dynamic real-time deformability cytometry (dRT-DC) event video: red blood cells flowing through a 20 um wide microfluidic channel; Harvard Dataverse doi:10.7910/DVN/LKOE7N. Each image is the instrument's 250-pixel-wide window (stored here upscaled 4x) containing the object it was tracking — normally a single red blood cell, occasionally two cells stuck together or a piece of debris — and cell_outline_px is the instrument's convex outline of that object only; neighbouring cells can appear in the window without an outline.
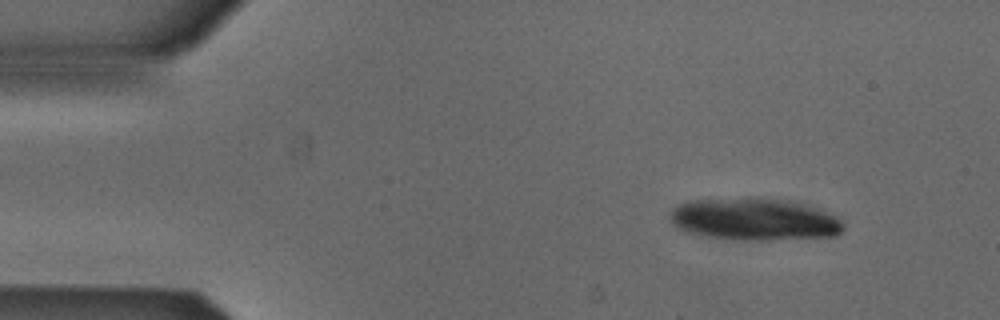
{"species": "Egyptian fruit bat (a non-hibernating species)", "species_latin": "Rousettus aegyptiacus", "temperature_condition": "cold", "stored_images_in_passage": 18, "camera_frame_rate_fps": 3000, "um_per_image_px": 0.085, "animal": {"sex": "male"}, "frame": {"image": 1, "passage_image": 5, "time_ms": 1.333, "image_size_px": [1000, 320], "cell_outline_px": [[844, 228], [836, 236], [768, 240], [732, 240], [708, 236], [688, 232], [676, 228], [668, 220], [668, 216], [672, 208], [680, 204], [692, 200], [756, 196], [788, 200], [820, 208], [840, 216], [844, 224]], "centroid_in_image_um": [64.14, 18.62], "position_along_channel_um": 20.9, "area_um2": 43.7}}
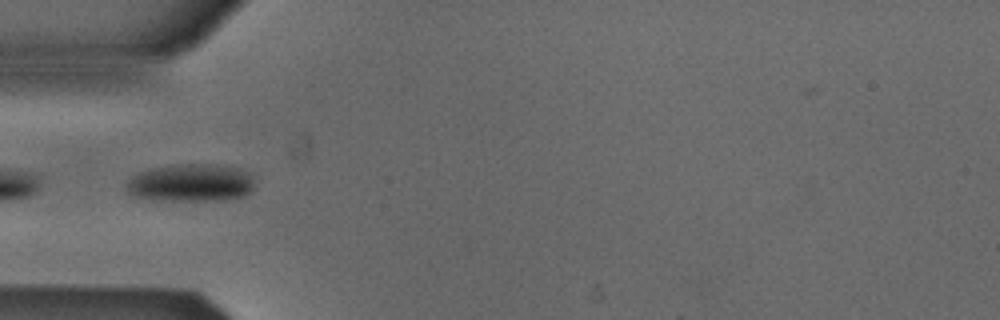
{"frame": {"image": 2, "passage_image": 16, "time_ms": 5.0, "image_size_px": [1000, 320], "cell_outline_px": [[252, 188], [244, 196], [224, 200], [152, 200], [132, 196], [128, 192], [128, 180], [132, 176], [140, 172], [152, 168], [184, 164], [216, 164], [240, 168], [248, 172], [252, 176]], "centroid_in_image_um": [16.23, 15.54], "position_along_channel_um": 68.8, "area_um2": 28.09}}